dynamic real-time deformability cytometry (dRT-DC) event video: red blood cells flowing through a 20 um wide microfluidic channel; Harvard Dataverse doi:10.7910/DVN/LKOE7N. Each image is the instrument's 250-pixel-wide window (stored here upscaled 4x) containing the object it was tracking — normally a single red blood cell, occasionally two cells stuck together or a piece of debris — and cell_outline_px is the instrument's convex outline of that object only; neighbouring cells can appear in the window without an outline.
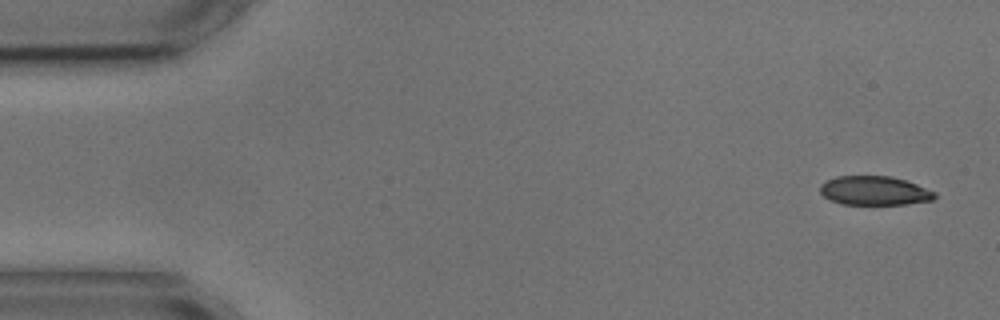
{"species": "common noctule bat (a hibernating species)", "species_latin": "Nyctalus noctula", "temperature_condition": "cold", "stored_images_in_passage": 4, "camera_frame_rate_fps": 3000, "um_per_image_px": 0.085, "animal": {"sex": "male", "body_mass_g": 17.9, "forearm_length_mm": 54.2}, "frame": {"image": 1, "passage_image": 1, "time_ms": 0.0, "image_size_px": [1000, 320], "cell_outline_px": [[936, 196], [932, 200], [904, 204], [840, 204], [824, 196], [820, 192], [820, 184], [836, 176], [892, 176], [916, 184], [936, 192]], "centroid_in_image_um": [74.32, 16.2], "position_along_channel_um": 10.7, "area_um2": 19.25}}
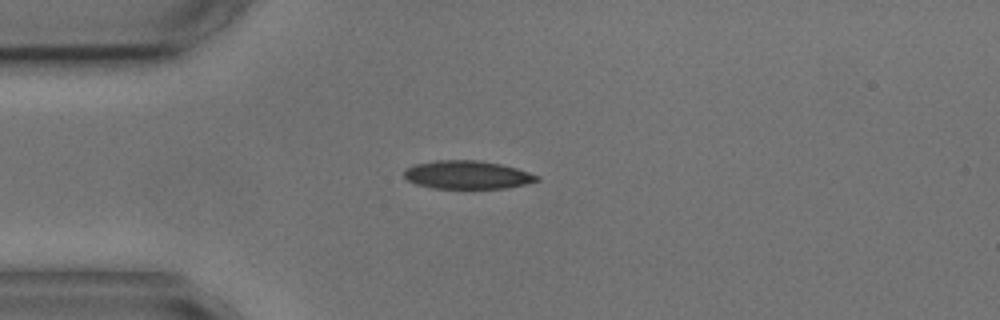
{"frame": {"image": 2, "passage_image": 4, "time_ms": 3.667, "image_size_px": [1000, 320], "cell_outline_px": [[540, 180], [524, 184], [504, 188], [432, 188], [416, 184], [408, 180], [404, 176], [404, 168], [412, 164], [436, 160], [480, 160], [500, 164], [516, 168], [540, 176]], "centroid_in_image_um": [39.68, 14.85], "position_along_channel_um": 45.3, "area_um2": 21.91}}